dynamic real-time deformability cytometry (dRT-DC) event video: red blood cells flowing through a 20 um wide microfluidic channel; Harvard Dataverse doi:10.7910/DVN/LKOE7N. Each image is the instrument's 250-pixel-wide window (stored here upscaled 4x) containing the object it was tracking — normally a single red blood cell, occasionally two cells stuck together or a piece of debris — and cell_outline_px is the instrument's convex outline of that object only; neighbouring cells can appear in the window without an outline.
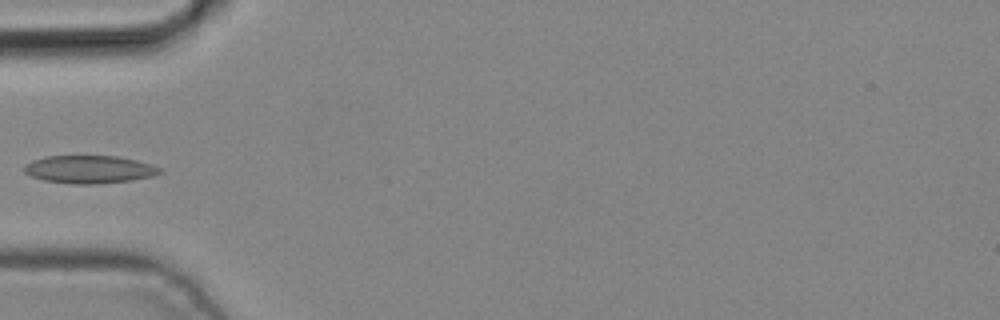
{"species": "common noctule bat (a hibernating species)", "species_latin": "Nyctalus noctula", "temperature_condition": "cold", "stored_images_in_passage": 1, "camera_frame_rate_fps": 3000, "um_per_image_px": 0.085, "animal": {"sex": "male", "body_mass_g": 19.2, "forearm_length_mm": 51.8}, "frame": {"image": 1, "passage_image": 1, "time_ms": 0.0, "image_size_px": [1000, 320], "cell_outline_px": [[164, 172], [152, 176], [132, 180], [96, 184], [72, 184], [44, 180], [32, 176], [24, 172], [24, 164], [32, 160], [44, 156], [116, 156], [136, 160], [152, 164], [160, 168]], "centroid_in_image_um": [7.59, 14.39], "position_along_channel_um": 77.4, "area_um2": 22.08}}